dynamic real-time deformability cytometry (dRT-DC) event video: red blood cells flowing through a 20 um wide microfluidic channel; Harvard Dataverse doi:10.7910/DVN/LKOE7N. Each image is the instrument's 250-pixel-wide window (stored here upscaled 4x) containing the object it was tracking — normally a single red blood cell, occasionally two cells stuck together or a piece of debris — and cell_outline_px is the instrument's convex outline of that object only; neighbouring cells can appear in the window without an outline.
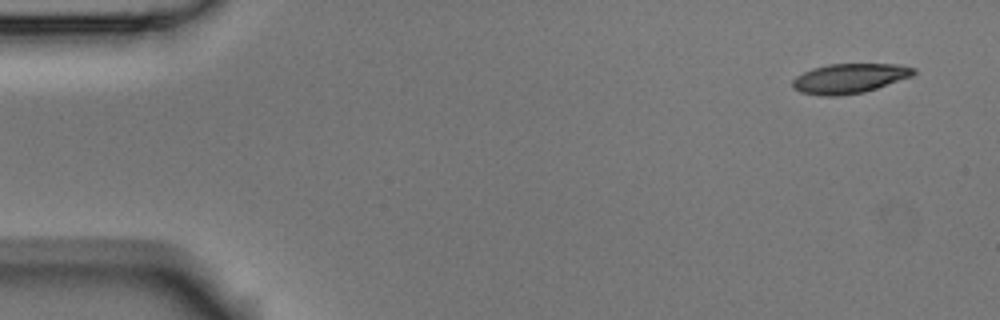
{"species": "Egyptian fruit bat (a non-hibernating species)", "species_latin": "Rousettus aegyptiacus", "temperature_condition": "room temperature", "stored_images_in_passage": 4, "camera_frame_rate_fps": 3000, "um_per_image_px": 0.085, "animal": {"sex": "male"}, "frame": {"image": 1, "passage_image": 1, "time_ms": 0.0, "image_size_px": [1000, 320], "cell_outline_px": [[916, 72], [912, 76], [864, 92], [836, 96], [820, 96], [800, 92], [792, 88], [792, 80], [796, 76], [812, 68], [828, 64], [900, 64], [916, 68]], "centroid_in_image_um": [72.18, 6.66], "position_along_channel_um": 12.8, "area_um2": 21.04}}
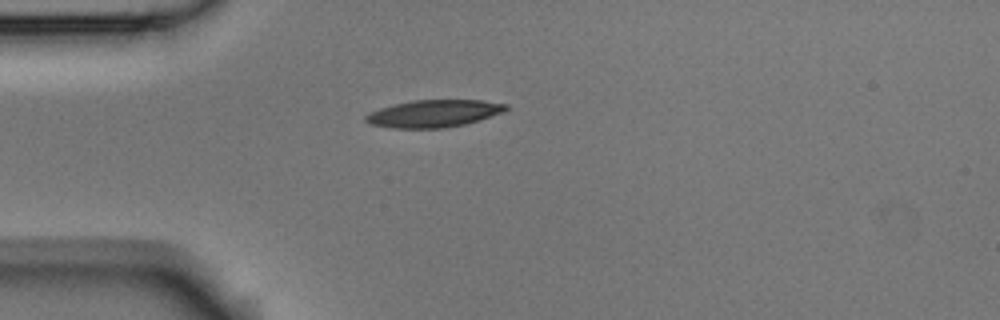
{"frame": {"image": 2, "passage_image": 3, "time_ms": 0.667, "image_size_px": [1000, 320], "cell_outline_px": [[508, 108], [504, 112], [464, 124], [444, 128], [392, 128], [372, 124], [364, 120], [364, 116], [380, 108], [412, 100], [484, 100], [508, 104]], "centroid_in_image_um": [36.9, 9.64], "position_along_channel_um": 48.1, "area_um2": 22.14}}